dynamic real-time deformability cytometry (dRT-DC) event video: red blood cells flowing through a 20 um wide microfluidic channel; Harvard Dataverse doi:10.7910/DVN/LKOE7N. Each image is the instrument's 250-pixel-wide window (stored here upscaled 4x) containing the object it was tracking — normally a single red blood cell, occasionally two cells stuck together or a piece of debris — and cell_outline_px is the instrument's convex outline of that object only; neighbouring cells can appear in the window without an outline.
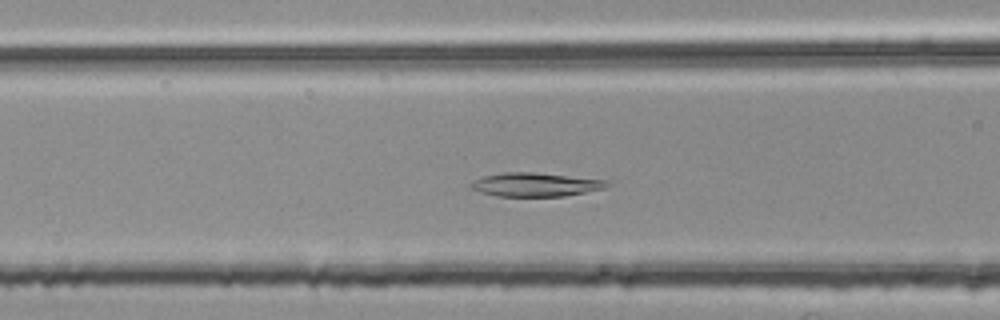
{"species": "common noctule bat (a hibernating species)", "species_latin": "Nyctalus noctula", "temperature_condition": "room temperature", "stored_images_in_passage": 34, "camera_frame_rate_fps": 3000, "um_per_image_px": 0.085, "animal": {"sex": "female", "body_mass_g": 25.1}, "frame": {"image": 1, "passage_image": 13, "time_ms": 4.0, "image_size_px": [1000, 320], "cell_outline_px": [[612, 184], [604, 188], [564, 196], [496, 196], [480, 192], [468, 188], [476, 180], [484, 176], [504, 172], [532, 172], [612, 180]], "centroid_in_image_um": [45.57, 15.68], "position_along_channel_um": 121.0, "area_um2": 18.84}}
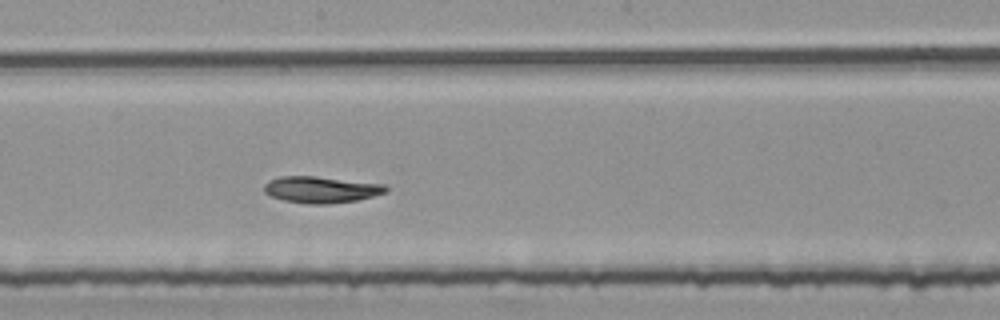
{"frame": {"image": 2, "passage_image": 21, "time_ms": 6.667, "image_size_px": [1000, 320], "cell_outline_px": [[388, 192], [356, 200], [328, 204], [308, 204], [284, 200], [272, 196], [264, 192], [264, 184], [268, 180], [280, 176], [316, 176], [384, 184], [388, 188]], "centroid_in_image_um": [27.28, 16.11], "position_along_channel_um": 220.9, "area_um2": 18.79}}
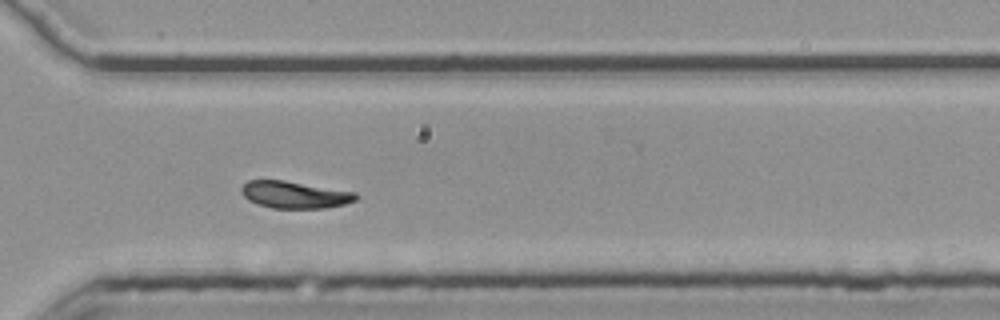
{"frame": {"image": 3, "passage_image": 31, "time_ms": 10.0, "image_size_px": [1000, 320], "cell_outline_px": [[360, 196], [356, 200], [344, 204], [324, 208], [272, 208], [248, 200], [240, 192], [240, 188], [248, 180], [284, 180], [356, 192]], "centroid_in_image_um": [25.06, 16.54], "position_along_channel_um": 345.5, "area_um2": 18.03}, "authors_computed_cell_mechanics": {"area_um2": 18.9006, "velocity_mm_per_s": 3.7408, "shape_relaxation_time_tau1_ms": 6.7213, "shape_relaxation_time_tau2_ms": null, "deformation_change_tau1": 0.1431, "deformation_change_tau2": null}}